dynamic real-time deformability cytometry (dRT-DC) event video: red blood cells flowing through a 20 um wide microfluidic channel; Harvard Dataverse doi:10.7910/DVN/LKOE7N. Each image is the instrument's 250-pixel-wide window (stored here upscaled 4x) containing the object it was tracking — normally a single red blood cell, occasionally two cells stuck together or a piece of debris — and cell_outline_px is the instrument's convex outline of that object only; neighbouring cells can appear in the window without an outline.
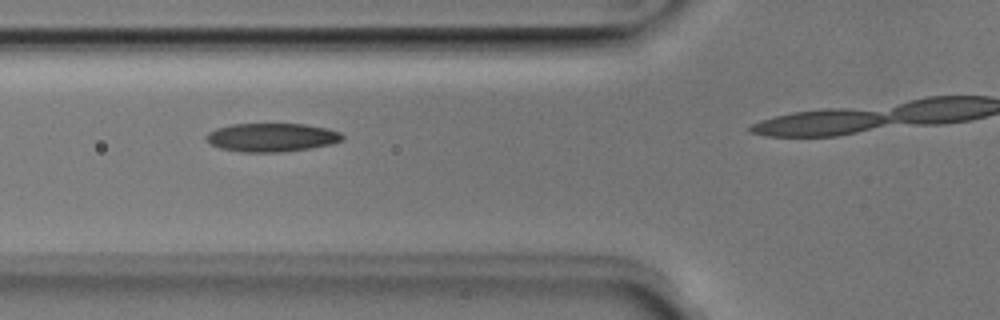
{"species": "Egyptian fruit bat (a non-hibernating species)", "species_latin": "Rousettus aegyptiacus", "temperature_condition": "room temperature", "stored_images_in_passage": 6, "camera_frame_rate_fps": 3000, "um_per_image_px": 0.085, "animal": {"sex": "male"}, "frame": {"image": 1, "passage_image": 3, "time_ms": 0.667, "image_size_px": [1000, 320], "cell_outline_px": [[344, 140], [332, 144], [308, 148], [280, 152], [240, 152], [220, 148], [204, 140], [204, 136], [208, 132], [216, 128], [232, 124], [304, 124], [328, 128], [340, 132], [344, 136]], "centroid_in_image_um": [23.08, 11.67], "position_along_channel_um": 102.7, "area_um2": 22.77}}